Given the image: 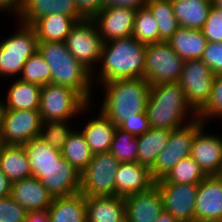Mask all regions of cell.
<instances>
[{"mask_svg": "<svg viewBox=\"0 0 222 222\" xmlns=\"http://www.w3.org/2000/svg\"><path fill=\"white\" fill-rule=\"evenodd\" d=\"M189 111H192L193 119L186 123ZM146 114L150 127L169 130L182 128L197 119V112L187 101L178 82L151 85Z\"/></svg>", "mask_w": 222, "mask_h": 222, "instance_id": "6da1fadb", "label": "cell"}, {"mask_svg": "<svg viewBox=\"0 0 222 222\" xmlns=\"http://www.w3.org/2000/svg\"><path fill=\"white\" fill-rule=\"evenodd\" d=\"M101 85L106 93L100 112L116 127L146 112L151 85L144 78L114 80Z\"/></svg>", "mask_w": 222, "mask_h": 222, "instance_id": "7a4b0ae2", "label": "cell"}, {"mask_svg": "<svg viewBox=\"0 0 222 222\" xmlns=\"http://www.w3.org/2000/svg\"><path fill=\"white\" fill-rule=\"evenodd\" d=\"M146 45L133 36L105 42L99 80L101 84L114 80L144 78Z\"/></svg>", "mask_w": 222, "mask_h": 222, "instance_id": "3957f363", "label": "cell"}, {"mask_svg": "<svg viewBox=\"0 0 222 222\" xmlns=\"http://www.w3.org/2000/svg\"><path fill=\"white\" fill-rule=\"evenodd\" d=\"M38 51L50 67L53 84L71 88L91 103L95 75L75 59L65 42H38Z\"/></svg>", "mask_w": 222, "mask_h": 222, "instance_id": "277c9868", "label": "cell"}, {"mask_svg": "<svg viewBox=\"0 0 222 222\" xmlns=\"http://www.w3.org/2000/svg\"><path fill=\"white\" fill-rule=\"evenodd\" d=\"M88 103L73 89L47 84L40 91L39 113L42 122L69 120L88 110Z\"/></svg>", "mask_w": 222, "mask_h": 222, "instance_id": "5b68a950", "label": "cell"}, {"mask_svg": "<svg viewBox=\"0 0 222 222\" xmlns=\"http://www.w3.org/2000/svg\"><path fill=\"white\" fill-rule=\"evenodd\" d=\"M19 30L0 41V76L21 75L25 61L38 51V40L31 25L20 23Z\"/></svg>", "mask_w": 222, "mask_h": 222, "instance_id": "8992f818", "label": "cell"}, {"mask_svg": "<svg viewBox=\"0 0 222 222\" xmlns=\"http://www.w3.org/2000/svg\"><path fill=\"white\" fill-rule=\"evenodd\" d=\"M120 162L110 152L93 154L80 173V193L85 197L115 196V177Z\"/></svg>", "mask_w": 222, "mask_h": 222, "instance_id": "52a82bcc", "label": "cell"}, {"mask_svg": "<svg viewBox=\"0 0 222 222\" xmlns=\"http://www.w3.org/2000/svg\"><path fill=\"white\" fill-rule=\"evenodd\" d=\"M184 63L168 42L146 45L144 79L150 85L178 82Z\"/></svg>", "mask_w": 222, "mask_h": 222, "instance_id": "ba28073f", "label": "cell"}, {"mask_svg": "<svg viewBox=\"0 0 222 222\" xmlns=\"http://www.w3.org/2000/svg\"><path fill=\"white\" fill-rule=\"evenodd\" d=\"M203 125L201 120L196 119L182 128L171 130L166 146L150 168L155 181L164 178L180 160L190 156L195 133Z\"/></svg>", "mask_w": 222, "mask_h": 222, "instance_id": "9c48e42d", "label": "cell"}, {"mask_svg": "<svg viewBox=\"0 0 222 222\" xmlns=\"http://www.w3.org/2000/svg\"><path fill=\"white\" fill-rule=\"evenodd\" d=\"M65 44L75 59L94 73L93 64L100 61L104 44L94 21L84 19L76 22L66 37Z\"/></svg>", "mask_w": 222, "mask_h": 222, "instance_id": "30bf717a", "label": "cell"}, {"mask_svg": "<svg viewBox=\"0 0 222 222\" xmlns=\"http://www.w3.org/2000/svg\"><path fill=\"white\" fill-rule=\"evenodd\" d=\"M215 77L216 74L201 59L185 61L178 83L196 112L208 101Z\"/></svg>", "mask_w": 222, "mask_h": 222, "instance_id": "8fae6325", "label": "cell"}, {"mask_svg": "<svg viewBox=\"0 0 222 222\" xmlns=\"http://www.w3.org/2000/svg\"><path fill=\"white\" fill-rule=\"evenodd\" d=\"M41 125L39 110H4L0 144L24 145L39 137Z\"/></svg>", "mask_w": 222, "mask_h": 222, "instance_id": "7c38bea8", "label": "cell"}, {"mask_svg": "<svg viewBox=\"0 0 222 222\" xmlns=\"http://www.w3.org/2000/svg\"><path fill=\"white\" fill-rule=\"evenodd\" d=\"M160 189L164 210L180 222L194 221L196 194L199 185L155 183Z\"/></svg>", "mask_w": 222, "mask_h": 222, "instance_id": "4fadbf2b", "label": "cell"}, {"mask_svg": "<svg viewBox=\"0 0 222 222\" xmlns=\"http://www.w3.org/2000/svg\"><path fill=\"white\" fill-rule=\"evenodd\" d=\"M136 9L122 6H104L92 20L103 42L132 36Z\"/></svg>", "mask_w": 222, "mask_h": 222, "instance_id": "5bb4252c", "label": "cell"}, {"mask_svg": "<svg viewBox=\"0 0 222 222\" xmlns=\"http://www.w3.org/2000/svg\"><path fill=\"white\" fill-rule=\"evenodd\" d=\"M194 221L222 222V178L206 176L196 194Z\"/></svg>", "mask_w": 222, "mask_h": 222, "instance_id": "9a60e30c", "label": "cell"}, {"mask_svg": "<svg viewBox=\"0 0 222 222\" xmlns=\"http://www.w3.org/2000/svg\"><path fill=\"white\" fill-rule=\"evenodd\" d=\"M36 178L52 198L71 196L80 192V174L63 157Z\"/></svg>", "mask_w": 222, "mask_h": 222, "instance_id": "2e32d148", "label": "cell"}, {"mask_svg": "<svg viewBox=\"0 0 222 222\" xmlns=\"http://www.w3.org/2000/svg\"><path fill=\"white\" fill-rule=\"evenodd\" d=\"M204 126L195 133L190 156L207 176L217 175L222 164V136L204 133Z\"/></svg>", "mask_w": 222, "mask_h": 222, "instance_id": "e0dca14e", "label": "cell"}, {"mask_svg": "<svg viewBox=\"0 0 222 222\" xmlns=\"http://www.w3.org/2000/svg\"><path fill=\"white\" fill-rule=\"evenodd\" d=\"M124 204L129 222H156L164 211L163 199L156 184L147 191L124 197Z\"/></svg>", "mask_w": 222, "mask_h": 222, "instance_id": "ac0fdd59", "label": "cell"}, {"mask_svg": "<svg viewBox=\"0 0 222 222\" xmlns=\"http://www.w3.org/2000/svg\"><path fill=\"white\" fill-rule=\"evenodd\" d=\"M50 14H63L76 22L85 18L80 14L75 0H22L19 22L32 25L37 19Z\"/></svg>", "mask_w": 222, "mask_h": 222, "instance_id": "d6986e66", "label": "cell"}, {"mask_svg": "<svg viewBox=\"0 0 222 222\" xmlns=\"http://www.w3.org/2000/svg\"><path fill=\"white\" fill-rule=\"evenodd\" d=\"M155 185L150 169L137 162L120 163L115 177V196L126 197Z\"/></svg>", "mask_w": 222, "mask_h": 222, "instance_id": "ffe728a7", "label": "cell"}, {"mask_svg": "<svg viewBox=\"0 0 222 222\" xmlns=\"http://www.w3.org/2000/svg\"><path fill=\"white\" fill-rule=\"evenodd\" d=\"M10 197L27 212L46 210L52 203V196L34 176L13 181Z\"/></svg>", "mask_w": 222, "mask_h": 222, "instance_id": "44dd1931", "label": "cell"}, {"mask_svg": "<svg viewBox=\"0 0 222 222\" xmlns=\"http://www.w3.org/2000/svg\"><path fill=\"white\" fill-rule=\"evenodd\" d=\"M87 222H119L126 217L124 197H86Z\"/></svg>", "mask_w": 222, "mask_h": 222, "instance_id": "7402d4cb", "label": "cell"}, {"mask_svg": "<svg viewBox=\"0 0 222 222\" xmlns=\"http://www.w3.org/2000/svg\"><path fill=\"white\" fill-rule=\"evenodd\" d=\"M0 169L11 182L31 177L24 145L0 144Z\"/></svg>", "mask_w": 222, "mask_h": 222, "instance_id": "603a6c76", "label": "cell"}, {"mask_svg": "<svg viewBox=\"0 0 222 222\" xmlns=\"http://www.w3.org/2000/svg\"><path fill=\"white\" fill-rule=\"evenodd\" d=\"M88 120L82 134L93 154L109 152L117 127L102 113Z\"/></svg>", "mask_w": 222, "mask_h": 222, "instance_id": "cb8c5ba5", "label": "cell"}, {"mask_svg": "<svg viewBox=\"0 0 222 222\" xmlns=\"http://www.w3.org/2000/svg\"><path fill=\"white\" fill-rule=\"evenodd\" d=\"M48 212L51 222H87L86 197L79 192L53 198Z\"/></svg>", "mask_w": 222, "mask_h": 222, "instance_id": "d4e9b609", "label": "cell"}, {"mask_svg": "<svg viewBox=\"0 0 222 222\" xmlns=\"http://www.w3.org/2000/svg\"><path fill=\"white\" fill-rule=\"evenodd\" d=\"M179 27L202 30L212 0H171Z\"/></svg>", "mask_w": 222, "mask_h": 222, "instance_id": "484cf974", "label": "cell"}, {"mask_svg": "<svg viewBox=\"0 0 222 222\" xmlns=\"http://www.w3.org/2000/svg\"><path fill=\"white\" fill-rule=\"evenodd\" d=\"M207 39L202 30L179 27L168 40L171 48L185 61L201 59Z\"/></svg>", "mask_w": 222, "mask_h": 222, "instance_id": "4316f807", "label": "cell"}, {"mask_svg": "<svg viewBox=\"0 0 222 222\" xmlns=\"http://www.w3.org/2000/svg\"><path fill=\"white\" fill-rule=\"evenodd\" d=\"M76 21L67 15L50 14L37 19L34 28L38 42H65Z\"/></svg>", "mask_w": 222, "mask_h": 222, "instance_id": "83f0119b", "label": "cell"}, {"mask_svg": "<svg viewBox=\"0 0 222 222\" xmlns=\"http://www.w3.org/2000/svg\"><path fill=\"white\" fill-rule=\"evenodd\" d=\"M41 86L17 78L7 91L4 110H39Z\"/></svg>", "mask_w": 222, "mask_h": 222, "instance_id": "f1b7e54d", "label": "cell"}, {"mask_svg": "<svg viewBox=\"0 0 222 222\" xmlns=\"http://www.w3.org/2000/svg\"><path fill=\"white\" fill-rule=\"evenodd\" d=\"M32 176L42 175V171L49 169L62 158V152L51 147L41 138H34L24 144Z\"/></svg>", "mask_w": 222, "mask_h": 222, "instance_id": "f546056e", "label": "cell"}, {"mask_svg": "<svg viewBox=\"0 0 222 222\" xmlns=\"http://www.w3.org/2000/svg\"><path fill=\"white\" fill-rule=\"evenodd\" d=\"M170 132L169 129L150 127L147 132L138 136L137 163L150 169L159 153L166 146Z\"/></svg>", "mask_w": 222, "mask_h": 222, "instance_id": "4dcf8cb0", "label": "cell"}, {"mask_svg": "<svg viewBox=\"0 0 222 222\" xmlns=\"http://www.w3.org/2000/svg\"><path fill=\"white\" fill-rule=\"evenodd\" d=\"M65 158L80 174L89 164L93 153L81 131L73 130L61 150Z\"/></svg>", "mask_w": 222, "mask_h": 222, "instance_id": "1f68e13d", "label": "cell"}, {"mask_svg": "<svg viewBox=\"0 0 222 222\" xmlns=\"http://www.w3.org/2000/svg\"><path fill=\"white\" fill-rule=\"evenodd\" d=\"M158 23L159 42L168 40L179 28L171 0H148L145 5Z\"/></svg>", "mask_w": 222, "mask_h": 222, "instance_id": "d6a6232c", "label": "cell"}, {"mask_svg": "<svg viewBox=\"0 0 222 222\" xmlns=\"http://www.w3.org/2000/svg\"><path fill=\"white\" fill-rule=\"evenodd\" d=\"M206 176L200 166L189 156L180 160L164 178L155 181V183L199 185Z\"/></svg>", "mask_w": 222, "mask_h": 222, "instance_id": "836d02e7", "label": "cell"}, {"mask_svg": "<svg viewBox=\"0 0 222 222\" xmlns=\"http://www.w3.org/2000/svg\"><path fill=\"white\" fill-rule=\"evenodd\" d=\"M132 36L144 45L159 42L158 23L146 6L136 10Z\"/></svg>", "mask_w": 222, "mask_h": 222, "instance_id": "e575fe53", "label": "cell"}, {"mask_svg": "<svg viewBox=\"0 0 222 222\" xmlns=\"http://www.w3.org/2000/svg\"><path fill=\"white\" fill-rule=\"evenodd\" d=\"M18 78L41 87L52 83L50 67L39 51L25 61L22 73Z\"/></svg>", "mask_w": 222, "mask_h": 222, "instance_id": "d590c367", "label": "cell"}, {"mask_svg": "<svg viewBox=\"0 0 222 222\" xmlns=\"http://www.w3.org/2000/svg\"><path fill=\"white\" fill-rule=\"evenodd\" d=\"M138 147L137 137L117 127L109 152L120 163L137 162Z\"/></svg>", "mask_w": 222, "mask_h": 222, "instance_id": "8d00e7d4", "label": "cell"}, {"mask_svg": "<svg viewBox=\"0 0 222 222\" xmlns=\"http://www.w3.org/2000/svg\"><path fill=\"white\" fill-rule=\"evenodd\" d=\"M68 122V120L42 122L39 138L61 151L73 131Z\"/></svg>", "mask_w": 222, "mask_h": 222, "instance_id": "74e56055", "label": "cell"}, {"mask_svg": "<svg viewBox=\"0 0 222 222\" xmlns=\"http://www.w3.org/2000/svg\"><path fill=\"white\" fill-rule=\"evenodd\" d=\"M214 117H222V73L216 74L209 99L197 112V119L204 124H207V119Z\"/></svg>", "mask_w": 222, "mask_h": 222, "instance_id": "f35d334b", "label": "cell"}, {"mask_svg": "<svg viewBox=\"0 0 222 222\" xmlns=\"http://www.w3.org/2000/svg\"><path fill=\"white\" fill-rule=\"evenodd\" d=\"M202 31L208 42H222V10L211 6Z\"/></svg>", "mask_w": 222, "mask_h": 222, "instance_id": "ab89813d", "label": "cell"}, {"mask_svg": "<svg viewBox=\"0 0 222 222\" xmlns=\"http://www.w3.org/2000/svg\"><path fill=\"white\" fill-rule=\"evenodd\" d=\"M26 214L10 196L0 198V222H24Z\"/></svg>", "mask_w": 222, "mask_h": 222, "instance_id": "60d3db41", "label": "cell"}, {"mask_svg": "<svg viewBox=\"0 0 222 222\" xmlns=\"http://www.w3.org/2000/svg\"><path fill=\"white\" fill-rule=\"evenodd\" d=\"M201 60L215 73H222V42H207Z\"/></svg>", "mask_w": 222, "mask_h": 222, "instance_id": "b9f144b4", "label": "cell"}, {"mask_svg": "<svg viewBox=\"0 0 222 222\" xmlns=\"http://www.w3.org/2000/svg\"><path fill=\"white\" fill-rule=\"evenodd\" d=\"M118 128L135 137L141 136L150 129L148 116L146 112L139 113V118L128 119Z\"/></svg>", "mask_w": 222, "mask_h": 222, "instance_id": "7bdbcfd3", "label": "cell"}, {"mask_svg": "<svg viewBox=\"0 0 222 222\" xmlns=\"http://www.w3.org/2000/svg\"><path fill=\"white\" fill-rule=\"evenodd\" d=\"M80 14L85 19H92L103 7V0H75Z\"/></svg>", "mask_w": 222, "mask_h": 222, "instance_id": "ee69618b", "label": "cell"}, {"mask_svg": "<svg viewBox=\"0 0 222 222\" xmlns=\"http://www.w3.org/2000/svg\"><path fill=\"white\" fill-rule=\"evenodd\" d=\"M104 6H122L133 9L142 8L146 5L148 0H103Z\"/></svg>", "mask_w": 222, "mask_h": 222, "instance_id": "f6af8a7d", "label": "cell"}, {"mask_svg": "<svg viewBox=\"0 0 222 222\" xmlns=\"http://www.w3.org/2000/svg\"><path fill=\"white\" fill-rule=\"evenodd\" d=\"M22 6V0H0V10L6 12H11L14 15L19 16Z\"/></svg>", "mask_w": 222, "mask_h": 222, "instance_id": "bcb514c9", "label": "cell"}, {"mask_svg": "<svg viewBox=\"0 0 222 222\" xmlns=\"http://www.w3.org/2000/svg\"><path fill=\"white\" fill-rule=\"evenodd\" d=\"M24 222H51L48 209L27 212Z\"/></svg>", "mask_w": 222, "mask_h": 222, "instance_id": "7dc6e473", "label": "cell"}, {"mask_svg": "<svg viewBox=\"0 0 222 222\" xmlns=\"http://www.w3.org/2000/svg\"><path fill=\"white\" fill-rule=\"evenodd\" d=\"M12 182L0 169V198L10 196Z\"/></svg>", "mask_w": 222, "mask_h": 222, "instance_id": "c3c4849f", "label": "cell"}, {"mask_svg": "<svg viewBox=\"0 0 222 222\" xmlns=\"http://www.w3.org/2000/svg\"><path fill=\"white\" fill-rule=\"evenodd\" d=\"M156 222H180L165 210L158 216Z\"/></svg>", "mask_w": 222, "mask_h": 222, "instance_id": "681fc988", "label": "cell"}, {"mask_svg": "<svg viewBox=\"0 0 222 222\" xmlns=\"http://www.w3.org/2000/svg\"><path fill=\"white\" fill-rule=\"evenodd\" d=\"M4 104H3V100L0 101V131L2 128V117H3V113H4Z\"/></svg>", "mask_w": 222, "mask_h": 222, "instance_id": "f907efd6", "label": "cell"}, {"mask_svg": "<svg viewBox=\"0 0 222 222\" xmlns=\"http://www.w3.org/2000/svg\"><path fill=\"white\" fill-rule=\"evenodd\" d=\"M212 5L220 10H222V0H212Z\"/></svg>", "mask_w": 222, "mask_h": 222, "instance_id": "816d5d0a", "label": "cell"}, {"mask_svg": "<svg viewBox=\"0 0 222 222\" xmlns=\"http://www.w3.org/2000/svg\"><path fill=\"white\" fill-rule=\"evenodd\" d=\"M218 177L222 178V164H221V168H220V171L219 173L217 174Z\"/></svg>", "mask_w": 222, "mask_h": 222, "instance_id": "f5cc1de1", "label": "cell"}, {"mask_svg": "<svg viewBox=\"0 0 222 222\" xmlns=\"http://www.w3.org/2000/svg\"><path fill=\"white\" fill-rule=\"evenodd\" d=\"M119 222H129V220L125 217L124 219H122L121 221Z\"/></svg>", "mask_w": 222, "mask_h": 222, "instance_id": "db71d44e", "label": "cell"}]
</instances>
